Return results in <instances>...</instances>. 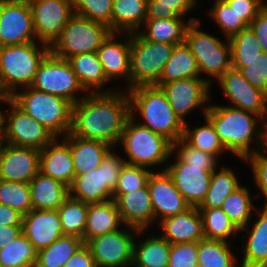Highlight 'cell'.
I'll list each match as a JSON object with an SVG mask.
<instances>
[{"mask_svg": "<svg viewBox=\"0 0 267 267\" xmlns=\"http://www.w3.org/2000/svg\"><path fill=\"white\" fill-rule=\"evenodd\" d=\"M144 231L147 230L125 226L112 233L90 239L86 245L91 251L96 267H132L134 242L137 241L135 237L143 235Z\"/></svg>", "mask_w": 267, "mask_h": 267, "instance_id": "cell-12", "label": "cell"}, {"mask_svg": "<svg viewBox=\"0 0 267 267\" xmlns=\"http://www.w3.org/2000/svg\"><path fill=\"white\" fill-rule=\"evenodd\" d=\"M249 27L255 33L263 52H267V5L258 13Z\"/></svg>", "mask_w": 267, "mask_h": 267, "instance_id": "cell-54", "label": "cell"}, {"mask_svg": "<svg viewBox=\"0 0 267 267\" xmlns=\"http://www.w3.org/2000/svg\"><path fill=\"white\" fill-rule=\"evenodd\" d=\"M231 46L232 68L240 70L261 52L262 47L250 27L241 30L228 39Z\"/></svg>", "mask_w": 267, "mask_h": 267, "instance_id": "cell-43", "label": "cell"}, {"mask_svg": "<svg viewBox=\"0 0 267 267\" xmlns=\"http://www.w3.org/2000/svg\"><path fill=\"white\" fill-rule=\"evenodd\" d=\"M88 203L68 197L57 209L63 235H74L84 241Z\"/></svg>", "mask_w": 267, "mask_h": 267, "instance_id": "cell-41", "label": "cell"}, {"mask_svg": "<svg viewBox=\"0 0 267 267\" xmlns=\"http://www.w3.org/2000/svg\"><path fill=\"white\" fill-rule=\"evenodd\" d=\"M67 61L87 93L114 91L112 88H104L110 81L104 74L96 52L77 54L69 57Z\"/></svg>", "mask_w": 267, "mask_h": 267, "instance_id": "cell-29", "label": "cell"}, {"mask_svg": "<svg viewBox=\"0 0 267 267\" xmlns=\"http://www.w3.org/2000/svg\"><path fill=\"white\" fill-rule=\"evenodd\" d=\"M209 9L210 18L216 22L225 39L249 27L225 0H214Z\"/></svg>", "mask_w": 267, "mask_h": 267, "instance_id": "cell-45", "label": "cell"}, {"mask_svg": "<svg viewBox=\"0 0 267 267\" xmlns=\"http://www.w3.org/2000/svg\"><path fill=\"white\" fill-rule=\"evenodd\" d=\"M205 116L213 124L226 151L233 156L243 161L263 151L265 122L259 116L243 109L213 103L209 104Z\"/></svg>", "mask_w": 267, "mask_h": 267, "instance_id": "cell-2", "label": "cell"}, {"mask_svg": "<svg viewBox=\"0 0 267 267\" xmlns=\"http://www.w3.org/2000/svg\"><path fill=\"white\" fill-rule=\"evenodd\" d=\"M61 139V137H55L40 150L39 169L43 174L70 187L75 172L69 146V133Z\"/></svg>", "mask_w": 267, "mask_h": 267, "instance_id": "cell-23", "label": "cell"}, {"mask_svg": "<svg viewBox=\"0 0 267 267\" xmlns=\"http://www.w3.org/2000/svg\"><path fill=\"white\" fill-rule=\"evenodd\" d=\"M198 0H147L146 19L184 18Z\"/></svg>", "mask_w": 267, "mask_h": 267, "instance_id": "cell-46", "label": "cell"}, {"mask_svg": "<svg viewBox=\"0 0 267 267\" xmlns=\"http://www.w3.org/2000/svg\"><path fill=\"white\" fill-rule=\"evenodd\" d=\"M117 145L123 146L127 156L124 161L131 165L153 169L155 166L167 165L168 161L171 162L169 159L173 158V143L137 123L132 116L128 118Z\"/></svg>", "mask_w": 267, "mask_h": 267, "instance_id": "cell-5", "label": "cell"}, {"mask_svg": "<svg viewBox=\"0 0 267 267\" xmlns=\"http://www.w3.org/2000/svg\"><path fill=\"white\" fill-rule=\"evenodd\" d=\"M174 47L175 44L149 41L138 32L131 33L130 88L155 85Z\"/></svg>", "mask_w": 267, "mask_h": 267, "instance_id": "cell-9", "label": "cell"}, {"mask_svg": "<svg viewBox=\"0 0 267 267\" xmlns=\"http://www.w3.org/2000/svg\"><path fill=\"white\" fill-rule=\"evenodd\" d=\"M113 0H72L74 14L102 23L111 30Z\"/></svg>", "mask_w": 267, "mask_h": 267, "instance_id": "cell-47", "label": "cell"}, {"mask_svg": "<svg viewBox=\"0 0 267 267\" xmlns=\"http://www.w3.org/2000/svg\"><path fill=\"white\" fill-rule=\"evenodd\" d=\"M40 150L6 143L0 157V180L28 183L38 174Z\"/></svg>", "mask_w": 267, "mask_h": 267, "instance_id": "cell-20", "label": "cell"}, {"mask_svg": "<svg viewBox=\"0 0 267 267\" xmlns=\"http://www.w3.org/2000/svg\"><path fill=\"white\" fill-rule=\"evenodd\" d=\"M49 52L50 46L38 41L0 47V80L10 97L18 89L32 85L40 63Z\"/></svg>", "mask_w": 267, "mask_h": 267, "instance_id": "cell-4", "label": "cell"}, {"mask_svg": "<svg viewBox=\"0 0 267 267\" xmlns=\"http://www.w3.org/2000/svg\"><path fill=\"white\" fill-rule=\"evenodd\" d=\"M165 93L169 104L180 119L186 123V117L197 108H202L201 113L205 117L212 88L206 78L190 77L173 80L159 86ZM207 104V105H206Z\"/></svg>", "mask_w": 267, "mask_h": 267, "instance_id": "cell-14", "label": "cell"}, {"mask_svg": "<svg viewBox=\"0 0 267 267\" xmlns=\"http://www.w3.org/2000/svg\"><path fill=\"white\" fill-rule=\"evenodd\" d=\"M22 234V226H0V249Z\"/></svg>", "mask_w": 267, "mask_h": 267, "instance_id": "cell-57", "label": "cell"}, {"mask_svg": "<svg viewBox=\"0 0 267 267\" xmlns=\"http://www.w3.org/2000/svg\"><path fill=\"white\" fill-rule=\"evenodd\" d=\"M23 214L6 205L0 204V226H22Z\"/></svg>", "mask_w": 267, "mask_h": 267, "instance_id": "cell-56", "label": "cell"}, {"mask_svg": "<svg viewBox=\"0 0 267 267\" xmlns=\"http://www.w3.org/2000/svg\"><path fill=\"white\" fill-rule=\"evenodd\" d=\"M158 225L163 232L161 236L170 244L204 239L203 219L197 207H190L183 213L163 219Z\"/></svg>", "mask_w": 267, "mask_h": 267, "instance_id": "cell-25", "label": "cell"}, {"mask_svg": "<svg viewBox=\"0 0 267 267\" xmlns=\"http://www.w3.org/2000/svg\"><path fill=\"white\" fill-rule=\"evenodd\" d=\"M200 20L191 22L188 26L185 43L196 58L201 77L209 76L206 81L212 86L227 70L232 68L231 46L228 39L221 40L203 30H199ZM227 40V41H226Z\"/></svg>", "mask_w": 267, "mask_h": 267, "instance_id": "cell-7", "label": "cell"}, {"mask_svg": "<svg viewBox=\"0 0 267 267\" xmlns=\"http://www.w3.org/2000/svg\"><path fill=\"white\" fill-rule=\"evenodd\" d=\"M63 267H96L90 249L84 244Z\"/></svg>", "mask_w": 267, "mask_h": 267, "instance_id": "cell-55", "label": "cell"}, {"mask_svg": "<svg viewBox=\"0 0 267 267\" xmlns=\"http://www.w3.org/2000/svg\"><path fill=\"white\" fill-rule=\"evenodd\" d=\"M151 173L149 168L125 163L113 193H127L145 187Z\"/></svg>", "mask_w": 267, "mask_h": 267, "instance_id": "cell-49", "label": "cell"}, {"mask_svg": "<svg viewBox=\"0 0 267 267\" xmlns=\"http://www.w3.org/2000/svg\"><path fill=\"white\" fill-rule=\"evenodd\" d=\"M38 42L51 46L74 15L72 0H36L30 3Z\"/></svg>", "mask_w": 267, "mask_h": 267, "instance_id": "cell-15", "label": "cell"}, {"mask_svg": "<svg viewBox=\"0 0 267 267\" xmlns=\"http://www.w3.org/2000/svg\"><path fill=\"white\" fill-rule=\"evenodd\" d=\"M22 233L38 252L63 235L57 210L32 209L23 215Z\"/></svg>", "mask_w": 267, "mask_h": 267, "instance_id": "cell-24", "label": "cell"}, {"mask_svg": "<svg viewBox=\"0 0 267 267\" xmlns=\"http://www.w3.org/2000/svg\"><path fill=\"white\" fill-rule=\"evenodd\" d=\"M200 77L196 58L192 55L186 43L175 45L171 57L166 62L159 81L155 86H160L173 80Z\"/></svg>", "mask_w": 267, "mask_h": 267, "instance_id": "cell-34", "label": "cell"}, {"mask_svg": "<svg viewBox=\"0 0 267 267\" xmlns=\"http://www.w3.org/2000/svg\"><path fill=\"white\" fill-rule=\"evenodd\" d=\"M241 184L238 175L229 166L217 168L212 172L209 190L197 208H221L226 197Z\"/></svg>", "mask_w": 267, "mask_h": 267, "instance_id": "cell-36", "label": "cell"}, {"mask_svg": "<svg viewBox=\"0 0 267 267\" xmlns=\"http://www.w3.org/2000/svg\"><path fill=\"white\" fill-rule=\"evenodd\" d=\"M184 20L185 18L146 19L143 30L138 33L149 41L179 45L185 42L186 31L191 22L199 19L189 17L187 21Z\"/></svg>", "mask_w": 267, "mask_h": 267, "instance_id": "cell-31", "label": "cell"}, {"mask_svg": "<svg viewBox=\"0 0 267 267\" xmlns=\"http://www.w3.org/2000/svg\"><path fill=\"white\" fill-rule=\"evenodd\" d=\"M219 87L229 99L234 108L259 116L267 120V94L251 86L242 73L234 68L224 72L218 79Z\"/></svg>", "mask_w": 267, "mask_h": 267, "instance_id": "cell-17", "label": "cell"}, {"mask_svg": "<svg viewBox=\"0 0 267 267\" xmlns=\"http://www.w3.org/2000/svg\"><path fill=\"white\" fill-rule=\"evenodd\" d=\"M36 41L30 4L3 0L0 3V47Z\"/></svg>", "mask_w": 267, "mask_h": 267, "instance_id": "cell-16", "label": "cell"}, {"mask_svg": "<svg viewBox=\"0 0 267 267\" xmlns=\"http://www.w3.org/2000/svg\"><path fill=\"white\" fill-rule=\"evenodd\" d=\"M0 204L11 207L23 215L27 214L32 210L29 184L0 180Z\"/></svg>", "mask_w": 267, "mask_h": 267, "instance_id": "cell-44", "label": "cell"}, {"mask_svg": "<svg viewBox=\"0 0 267 267\" xmlns=\"http://www.w3.org/2000/svg\"><path fill=\"white\" fill-rule=\"evenodd\" d=\"M147 0H113L111 32L136 33L146 20Z\"/></svg>", "mask_w": 267, "mask_h": 267, "instance_id": "cell-32", "label": "cell"}, {"mask_svg": "<svg viewBox=\"0 0 267 267\" xmlns=\"http://www.w3.org/2000/svg\"><path fill=\"white\" fill-rule=\"evenodd\" d=\"M125 225L113 199L88 203L87 222L84 231V243L95 237L112 233Z\"/></svg>", "mask_w": 267, "mask_h": 267, "instance_id": "cell-27", "label": "cell"}, {"mask_svg": "<svg viewBox=\"0 0 267 267\" xmlns=\"http://www.w3.org/2000/svg\"><path fill=\"white\" fill-rule=\"evenodd\" d=\"M20 90L11 99L55 137L63 138L71 131L73 104L70 101L32 87Z\"/></svg>", "mask_w": 267, "mask_h": 267, "instance_id": "cell-6", "label": "cell"}, {"mask_svg": "<svg viewBox=\"0 0 267 267\" xmlns=\"http://www.w3.org/2000/svg\"><path fill=\"white\" fill-rule=\"evenodd\" d=\"M256 210L258 219L240 229V233L242 231L248 233L247 236L242 234L244 245L241 247L244 249V254L240 260L242 262L240 267H267V207L261 210L257 207Z\"/></svg>", "mask_w": 267, "mask_h": 267, "instance_id": "cell-26", "label": "cell"}, {"mask_svg": "<svg viewBox=\"0 0 267 267\" xmlns=\"http://www.w3.org/2000/svg\"><path fill=\"white\" fill-rule=\"evenodd\" d=\"M111 33L106 25L74 14L50 46V52L66 60L77 54L96 52Z\"/></svg>", "mask_w": 267, "mask_h": 267, "instance_id": "cell-10", "label": "cell"}, {"mask_svg": "<svg viewBox=\"0 0 267 267\" xmlns=\"http://www.w3.org/2000/svg\"><path fill=\"white\" fill-rule=\"evenodd\" d=\"M119 33H111L100 45L96 53L100 60L106 78L111 80H125L130 89V45L131 33H123L124 38L118 41Z\"/></svg>", "mask_w": 267, "mask_h": 267, "instance_id": "cell-21", "label": "cell"}, {"mask_svg": "<svg viewBox=\"0 0 267 267\" xmlns=\"http://www.w3.org/2000/svg\"><path fill=\"white\" fill-rule=\"evenodd\" d=\"M69 146L73 157L75 175H82L100 166L103 158L113 148L100 140L83 139L69 132Z\"/></svg>", "mask_w": 267, "mask_h": 267, "instance_id": "cell-28", "label": "cell"}, {"mask_svg": "<svg viewBox=\"0 0 267 267\" xmlns=\"http://www.w3.org/2000/svg\"><path fill=\"white\" fill-rule=\"evenodd\" d=\"M0 136H4V132H3V114H2L1 108H0Z\"/></svg>", "mask_w": 267, "mask_h": 267, "instance_id": "cell-61", "label": "cell"}, {"mask_svg": "<svg viewBox=\"0 0 267 267\" xmlns=\"http://www.w3.org/2000/svg\"><path fill=\"white\" fill-rule=\"evenodd\" d=\"M248 83L267 94V52H261L239 70Z\"/></svg>", "mask_w": 267, "mask_h": 267, "instance_id": "cell-50", "label": "cell"}, {"mask_svg": "<svg viewBox=\"0 0 267 267\" xmlns=\"http://www.w3.org/2000/svg\"><path fill=\"white\" fill-rule=\"evenodd\" d=\"M30 87L40 92L63 97L72 104L77 103L87 95L70 63L51 52L40 63ZM77 93L83 96H76Z\"/></svg>", "mask_w": 267, "mask_h": 267, "instance_id": "cell-11", "label": "cell"}, {"mask_svg": "<svg viewBox=\"0 0 267 267\" xmlns=\"http://www.w3.org/2000/svg\"><path fill=\"white\" fill-rule=\"evenodd\" d=\"M232 244L222 240L198 241V267H238L239 260L231 251Z\"/></svg>", "mask_w": 267, "mask_h": 267, "instance_id": "cell-37", "label": "cell"}, {"mask_svg": "<svg viewBox=\"0 0 267 267\" xmlns=\"http://www.w3.org/2000/svg\"><path fill=\"white\" fill-rule=\"evenodd\" d=\"M173 151L190 166L203 167L207 171L218 168L219 160L214 155L191 146L183 137L173 143Z\"/></svg>", "mask_w": 267, "mask_h": 267, "instance_id": "cell-48", "label": "cell"}, {"mask_svg": "<svg viewBox=\"0 0 267 267\" xmlns=\"http://www.w3.org/2000/svg\"><path fill=\"white\" fill-rule=\"evenodd\" d=\"M151 203L155 215V225L166 218L185 212L191 206L175 187L171 176L166 170L150 174L148 182Z\"/></svg>", "mask_w": 267, "mask_h": 267, "instance_id": "cell-18", "label": "cell"}, {"mask_svg": "<svg viewBox=\"0 0 267 267\" xmlns=\"http://www.w3.org/2000/svg\"><path fill=\"white\" fill-rule=\"evenodd\" d=\"M12 1H17V2H23V3L30 4L31 2L36 1V0H12Z\"/></svg>", "mask_w": 267, "mask_h": 267, "instance_id": "cell-62", "label": "cell"}, {"mask_svg": "<svg viewBox=\"0 0 267 267\" xmlns=\"http://www.w3.org/2000/svg\"><path fill=\"white\" fill-rule=\"evenodd\" d=\"M113 200L125 226L148 230L155 223L148 185L127 193H113Z\"/></svg>", "mask_w": 267, "mask_h": 267, "instance_id": "cell-22", "label": "cell"}, {"mask_svg": "<svg viewBox=\"0 0 267 267\" xmlns=\"http://www.w3.org/2000/svg\"><path fill=\"white\" fill-rule=\"evenodd\" d=\"M205 123L191 129L190 123H185L183 138L193 147L214 155L218 160L226 151L211 121L205 116Z\"/></svg>", "mask_w": 267, "mask_h": 267, "instance_id": "cell-39", "label": "cell"}, {"mask_svg": "<svg viewBox=\"0 0 267 267\" xmlns=\"http://www.w3.org/2000/svg\"><path fill=\"white\" fill-rule=\"evenodd\" d=\"M231 8L250 26L258 13L266 6L264 0H225Z\"/></svg>", "mask_w": 267, "mask_h": 267, "instance_id": "cell-53", "label": "cell"}, {"mask_svg": "<svg viewBox=\"0 0 267 267\" xmlns=\"http://www.w3.org/2000/svg\"><path fill=\"white\" fill-rule=\"evenodd\" d=\"M198 242L170 245L168 267H197Z\"/></svg>", "mask_w": 267, "mask_h": 267, "instance_id": "cell-51", "label": "cell"}, {"mask_svg": "<svg viewBox=\"0 0 267 267\" xmlns=\"http://www.w3.org/2000/svg\"><path fill=\"white\" fill-rule=\"evenodd\" d=\"M32 209L57 210L69 197V187L38 172L29 182Z\"/></svg>", "mask_w": 267, "mask_h": 267, "instance_id": "cell-30", "label": "cell"}, {"mask_svg": "<svg viewBox=\"0 0 267 267\" xmlns=\"http://www.w3.org/2000/svg\"><path fill=\"white\" fill-rule=\"evenodd\" d=\"M158 234L134 242L132 267H168L171 244Z\"/></svg>", "mask_w": 267, "mask_h": 267, "instance_id": "cell-33", "label": "cell"}, {"mask_svg": "<svg viewBox=\"0 0 267 267\" xmlns=\"http://www.w3.org/2000/svg\"><path fill=\"white\" fill-rule=\"evenodd\" d=\"M118 91L87 93L73 104L70 133L106 142L115 149L131 116L127 91Z\"/></svg>", "mask_w": 267, "mask_h": 267, "instance_id": "cell-1", "label": "cell"}, {"mask_svg": "<svg viewBox=\"0 0 267 267\" xmlns=\"http://www.w3.org/2000/svg\"><path fill=\"white\" fill-rule=\"evenodd\" d=\"M111 149L100 166L82 175H75L69 187V196L86 202L97 203L113 199L119 175L126 163L118 153Z\"/></svg>", "mask_w": 267, "mask_h": 267, "instance_id": "cell-8", "label": "cell"}, {"mask_svg": "<svg viewBox=\"0 0 267 267\" xmlns=\"http://www.w3.org/2000/svg\"><path fill=\"white\" fill-rule=\"evenodd\" d=\"M263 151L267 154V124H264V146Z\"/></svg>", "mask_w": 267, "mask_h": 267, "instance_id": "cell-59", "label": "cell"}, {"mask_svg": "<svg viewBox=\"0 0 267 267\" xmlns=\"http://www.w3.org/2000/svg\"><path fill=\"white\" fill-rule=\"evenodd\" d=\"M5 145H6L5 136H0V157L2 155V152H3Z\"/></svg>", "mask_w": 267, "mask_h": 267, "instance_id": "cell-60", "label": "cell"}, {"mask_svg": "<svg viewBox=\"0 0 267 267\" xmlns=\"http://www.w3.org/2000/svg\"><path fill=\"white\" fill-rule=\"evenodd\" d=\"M10 108L3 114V132L6 143L15 146L45 148L55 136L42 124L23 111L11 98L5 103Z\"/></svg>", "mask_w": 267, "mask_h": 267, "instance_id": "cell-13", "label": "cell"}, {"mask_svg": "<svg viewBox=\"0 0 267 267\" xmlns=\"http://www.w3.org/2000/svg\"><path fill=\"white\" fill-rule=\"evenodd\" d=\"M172 155L175 156V162L167 164L163 169L171 176L175 187L185 201L191 207H198L209 190L213 171L188 165L177 155H174V151H172Z\"/></svg>", "mask_w": 267, "mask_h": 267, "instance_id": "cell-19", "label": "cell"}, {"mask_svg": "<svg viewBox=\"0 0 267 267\" xmlns=\"http://www.w3.org/2000/svg\"><path fill=\"white\" fill-rule=\"evenodd\" d=\"M11 97L7 94L0 80V102L5 104Z\"/></svg>", "mask_w": 267, "mask_h": 267, "instance_id": "cell-58", "label": "cell"}, {"mask_svg": "<svg viewBox=\"0 0 267 267\" xmlns=\"http://www.w3.org/2000/svg\"><path fill=\"white\" fill-rule=\"evenodd\" d=\"M84 244L80 237L62 235L50 246L37 252L35 267H63Z\"/></svg>", "mask_w": 267, "mask_h": 267, "instance_id": "cell-35", "label": "cell"}, {"mask_svg": "<svg viewBox=\"0 0 267 267\" xmlns=\"http://www.w3.org/2000/svg\"><path fill=\"white\" fill-rule=\"evenodd\" d=\"M248 187L241 185L234 192L230 193L224 200L221 208L228 215L235 226L240 230L250 222L255 205Z\"/></svg>", "mask_w": 267, "mask_h": 267, "instance_id": "cell-40", "label": "cell"}, {"mask_svg": "<svg viewBox=\"0 0 267 267\" xmlns=\"http://www.w3.org/2000/svg\"><path fill=\"white\" fill-rule=\"evenodd\" d=\"M243 161L245 163L249 162L248 164L252 168L251 171H253L254 183L256 188L260 190L255 194V197L263 196L265 198L263 207H267V154L264 151L256 152L246 157Z\"/></svg>", "mask_w": 267, "mask_h": 267, "instance_id": "cell-52", "label": "cell"}, {"mask_svg": "<svg viewBox=\"0 0 267 267\" xmlns=\"http://www.w3.org/2000/svg\"><path fill=\"white\" fill-rule=\"evenodd\" d=\"M37 251L22 233L0 249L1 267H35Z\"/></svg>", "mask_w": 267, "mask_h": 267, "instance_id": "cell-42", "label": "cell"}, {"mask_svg": "<svg viewBox=\"0 0 267 267\" xmlns=\"http://www.w3.org/2000/svg\"><path fill=\"white\" fill-rule=\"evenodd\" d=\"M203 219L204 239L233 243L240 230L222 208H198ZM228 239V240H227ZM229 239H232L230 241Z\"/></svg>", "mask_w": 267, "mask_h": 267, "instance_id": "cell-38", "label": "cell"}, {"mask_svg": "<svg viewBox=\"0 0 267 267\" xmlns=\"http://www.w3.org/2000/svg\"><path fill=\"white\" fill-rule=\"evenodd\" d=\"M126 91L130 99L131 116L138 123L163 135L172 143L183 137L185 123L174 112L160 87L139 85ZM138 114L141 116L139 121Z\"/></svg>", "mask_w": 267, "mask_h": 267, "instance_id": "cell-3", "label": "cell"}]
</instances>
